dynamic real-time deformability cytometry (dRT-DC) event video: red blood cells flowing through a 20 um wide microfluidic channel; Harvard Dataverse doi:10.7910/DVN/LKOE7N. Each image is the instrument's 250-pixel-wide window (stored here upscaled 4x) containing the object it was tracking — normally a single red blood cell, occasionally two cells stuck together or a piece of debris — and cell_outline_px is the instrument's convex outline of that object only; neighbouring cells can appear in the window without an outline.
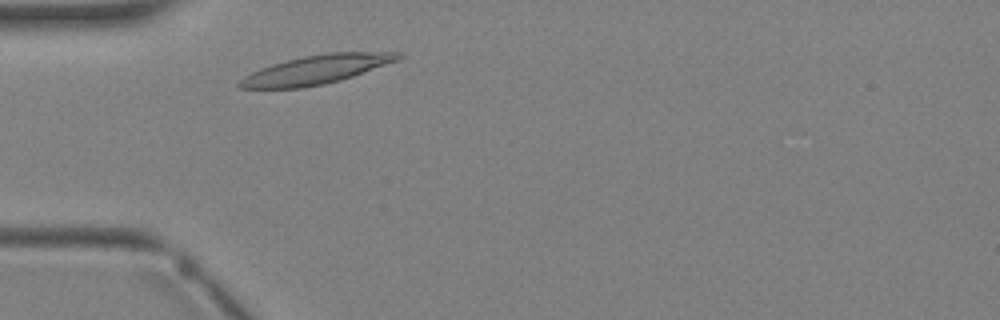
{"species": "Egyptian fruit bat (a non-hibernating species)", "species_latin": "Rousettus aegyptiacus", "temperature_condition": "warm", "stored_images_in_passage": 4, "camera_frame_rate_fps": 3000, "um_per_image_px": 0.085, "animal": {"sex": "female"}, "frame": {"image": 1, "passage_image": 4, "time_ms": 3.333, "image_size_px": [1000, 320], "cell_outline_px": [[404, 56], [396, 60], [352, 76], [340, 80], [324, 84], [300, 88], [240, 88], [236, 84], [244, 76], [260, 68], [272, 64], [304, 56], [328, 52], [400, 52]], "centroid_in_image_um": [26.84, 5.91], "position_along_channel_um": 58.2, "area_um2": 26.24}}